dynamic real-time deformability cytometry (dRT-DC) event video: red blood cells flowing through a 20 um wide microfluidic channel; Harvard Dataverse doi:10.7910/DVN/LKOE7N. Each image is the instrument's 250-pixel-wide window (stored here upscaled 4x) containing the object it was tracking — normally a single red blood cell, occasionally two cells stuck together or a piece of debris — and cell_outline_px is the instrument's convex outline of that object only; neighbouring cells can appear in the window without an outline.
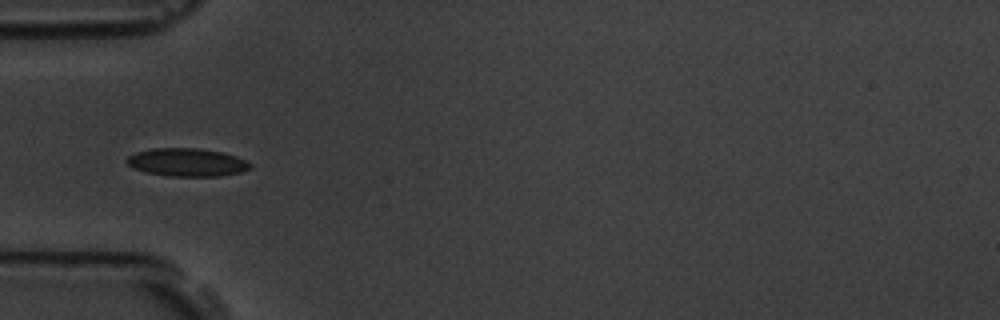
{"species": "common noctule bat (a hibernating species)", "species_latin": "Nyctalus noctula", "temperature_condition": "room temperature", "stored_images_in_passage": 8, "camera_frame_rate_fps": 3000, "um_per_image_px": 0.085, "animal": {"sex": "male", "body_mass_g": 19.5, "forearm_length_mm": 54.6}, "frame": {"image": 1, "passage_image": 5, "time_ms": 5.667, "image_size_px": [1000, 320], "cell_outline_px": [[252, 168], [240, 172], [220, 176], [168, 176], [144, 172], [132, 168], [124, 160], [128, 156], [136, 152], [152, 148], [200, 148], [220, 152], [236, 156], [252, 164]], "centroid_in_image_um": [15.86, 13.8], "position_along_channel_um": 69.1, "area_um2": 20.29}}
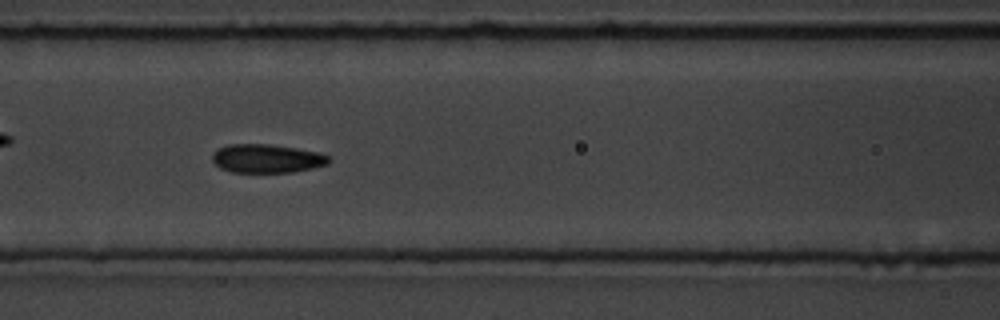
{"frame": {"image": 2, "passage_image": 7, "time_ms": 7.667, "image_size_px": [1000, 320], "cell_outline_px": [[332, 160], [328, 164], [312, 168], [292, 172], [232, 172], [220, 168], [212, 160], [212, 156], [220, 148], [228, 144], [268, 144], [296, 148], [320, 152], [328, 156]], "centroid_in_image_um": [22.71, 13.47], "position_along_channel_um": 143.9, "area_um2": 19.36}}
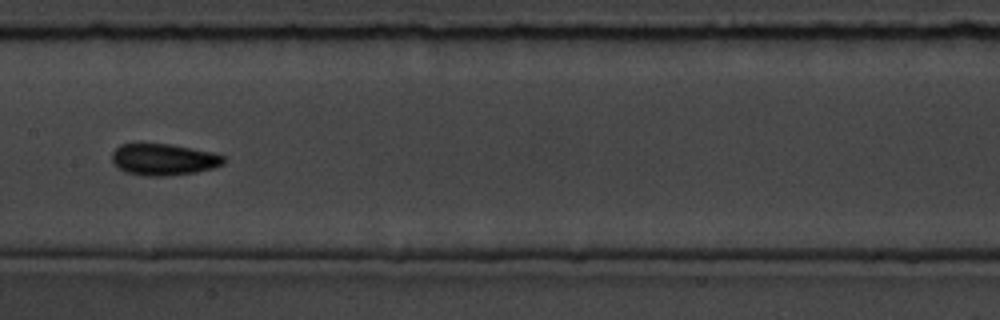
{"frame": {"image": 3, "passage_image": 8, "time_ms": 9.0, "image_size_px": [1000, 320], "cell_outline_px": [[224, 164], [212, 168], [196, 172], [164, 176], [144, 176], [124, 172], [112, 160], [112, 152], [120, 144], [168, 144], [212, 152], [224, 156]], "centroid_in_image_um": [13.9, 13.56], "position_along_channel_um": 193.5, "area_um2": 20.35}}